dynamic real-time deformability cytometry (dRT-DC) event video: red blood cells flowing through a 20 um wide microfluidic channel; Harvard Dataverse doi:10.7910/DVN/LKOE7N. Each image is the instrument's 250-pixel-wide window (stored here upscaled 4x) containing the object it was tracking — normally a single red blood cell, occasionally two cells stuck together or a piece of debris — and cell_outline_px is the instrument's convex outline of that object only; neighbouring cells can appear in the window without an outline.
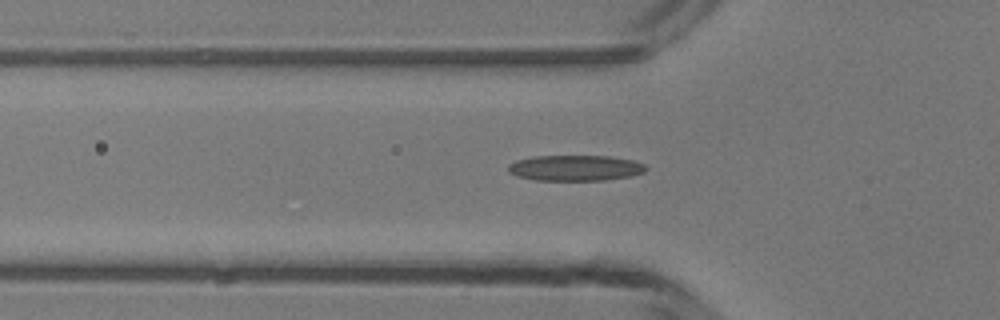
{"species": "common noctule bat (a hibernating species)", "species_latin": "Nyctalus noctula", "temperature_condition": "room temperature", "stored_images_in_passage": 32, "camera_frame_rate_fps": 3000, "um_per_image_px": 0.085, "animal": {"sex": "male", "body_mass_g": 13.3}, "frame": {"image": 1, "passage_image": 4, "time_ms": 1.0, "image_size_px": [1000, 320], "cell_outline_px": [[648, 168], [644, 172], [632, 176], [604, 180], [536, 180], [516, 176], [508, 172], [508, 164], [516, 160], [536, 156], [608, 156], [632, 160], [644, 164]], "centroid_in_image_um": [48.89, 14.28], "position_along_channel_um": 76.9, "area_um2": 20.63}}
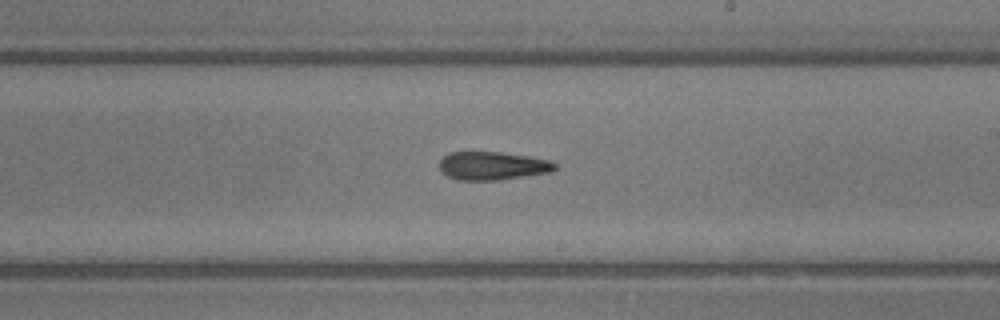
{"frame": {"image": 2, "passage_image": 16, "time_ms": 5.0, "image_size_px": [1000, 320], "cell_outline_px": [[556, 168], [552, 172], [496, 180], [460, 180], [448, 176], [440, 172], [440, 160], [448, 152], [500, 152], [528, 156], [552, 160], [556, 164]], "centroid_in_image_um": [41.87, 14.09], "position_along_channel_um": 247.1, "area_um2": 19.07}}
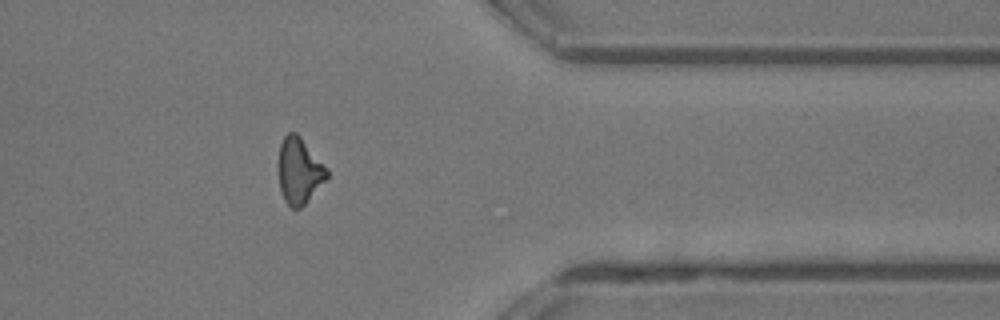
{"frame": {"image": 3, "passage_image": 27, "time_ms": 8.667, "image_size_px": [1000, 320], "cell_outline_px": [[328, 176], [304, 204], [300, 208], [292, 208], [284, 200], [280, 188], [276, 164], [280, 144], [284, 136], [288, 132], [296, 132], [300, 136], [328, 168]], "centroid_in_image_um": [25.39, 14.48], "position_along_channel_um": 386.0, "area_um2": 18.79}}